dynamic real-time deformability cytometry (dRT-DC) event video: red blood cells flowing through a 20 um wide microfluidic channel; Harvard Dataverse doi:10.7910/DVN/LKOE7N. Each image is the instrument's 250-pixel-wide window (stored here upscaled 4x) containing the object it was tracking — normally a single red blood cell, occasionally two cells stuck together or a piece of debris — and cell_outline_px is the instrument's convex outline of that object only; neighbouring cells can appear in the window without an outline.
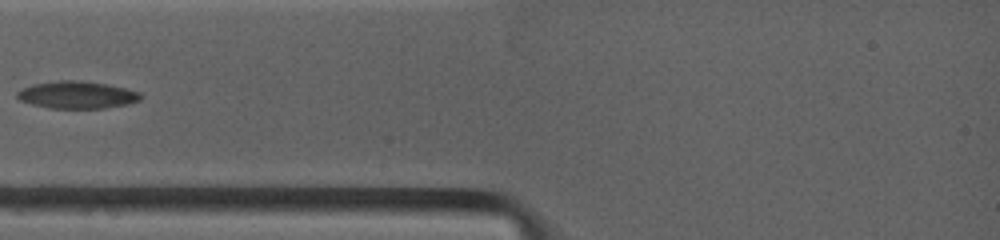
{"species": "common noctule bat (a hibernating species)", "species_latin": "Nyctalus noctula", "temperature_condition": "warm", "stored_images_in_passage": 2, "camera_frame_rate_fps": 4500, "um_per_image_px": 0.085, "animal": {"sex": "female", "body_mass_g": 19.0, "forearm_length_mm": 53.3}, "frame": {"image": 1, "passage_image": 1, "time_ms": 0.0, "image_size_px": [1000, 240], "cell_outline_px": [[140, 100], [124, 104], [104, 108], [48, 108], [32, 104], [20, 100], [16, 96], [16, 92], [24, 88], [36, 84], [64, 80], [72, 80], [104, 84], [124, 88], [140, 92]], "centroid_in_image_um": [6.52, 8.08], "position_along_channel_um": 78.5, "area_um2": 19.07}}
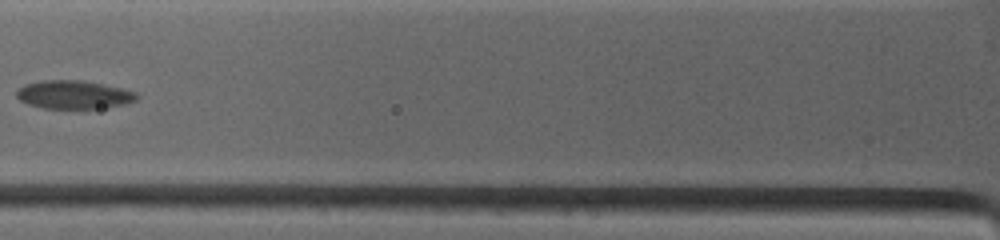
{"frame": {"image": 2, "passage_image": 2, "time_ms": 1.111, "image_size_px": [1000, 240], "cell_outline_px": [[136, 96], [132, 100], [120, 104], [100, 108], [44, 108], [28, 104], [20, 100], [16, 96], [16, 92], [20, 88], [28, 84], [44, 80], [76, 80], [100, 84], [120, 88], [132, 92]], "centroid_in_image_um": [6.16, 8.05], "position_along_channel_um": 119.6, "area_um2": 18.96}}